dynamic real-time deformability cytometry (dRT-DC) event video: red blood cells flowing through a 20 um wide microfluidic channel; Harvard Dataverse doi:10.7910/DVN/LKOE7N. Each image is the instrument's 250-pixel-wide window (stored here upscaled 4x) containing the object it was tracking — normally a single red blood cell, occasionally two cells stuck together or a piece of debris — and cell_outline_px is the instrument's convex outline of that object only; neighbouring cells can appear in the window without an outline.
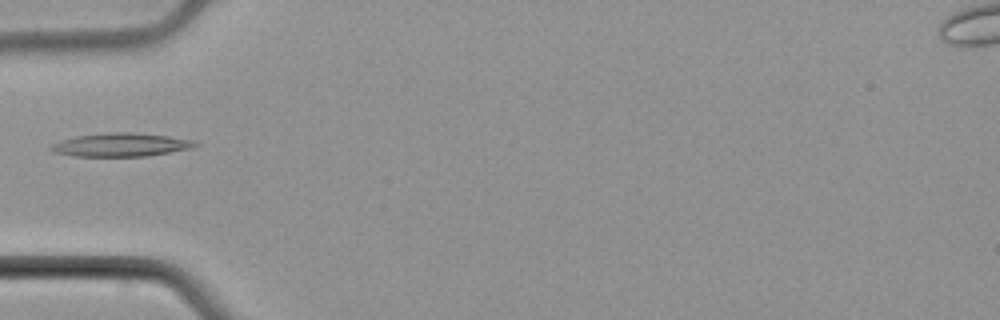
{"species": "common noctule bat (a hibernating species)", "species_latin": "Nyctalus noctula", "temperature_condition": "cold", "stored_images_in_passage": 1, "camera_frame_rate_fps": 3000, "um_per_image_px": 0.085, "animal": {"sex": "male", "body_mass_g": 21.5, "forearm_length_mm": 52.0}, "frame": {"image": 1, "passage_image": 1, "time_ms": 0.0, "image_size_px": [1000, 320], "cell_outline_px": [[200, 144], [192, 148], [148, 156], [72, 156], [52, 152], [48, 148], [52, 144], [60, 140], [76, 136], [108, 132], [128, 132], [168, 136], [192, 140]], "centroid_in_image_um": [10.23, 12.31], "position_along_channel_um": 74.8, "area_um2": 19.71}}